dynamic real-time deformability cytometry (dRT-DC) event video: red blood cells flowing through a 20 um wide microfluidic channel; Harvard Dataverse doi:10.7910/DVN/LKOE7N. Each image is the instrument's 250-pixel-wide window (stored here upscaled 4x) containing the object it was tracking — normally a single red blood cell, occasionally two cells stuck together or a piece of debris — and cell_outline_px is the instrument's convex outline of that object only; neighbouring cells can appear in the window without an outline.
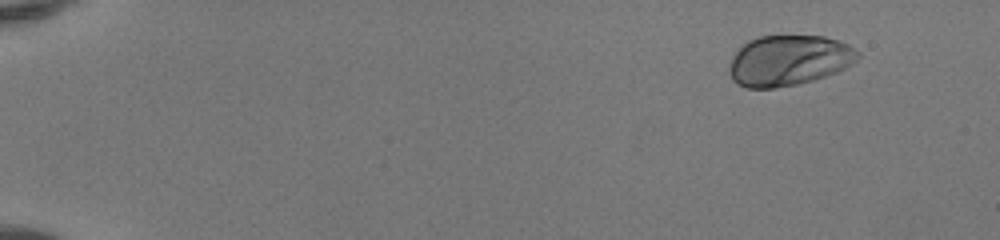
{"species": "human", "species_latin": "Homo sapiens", "temperature_condition": "room temperature", "stored_images_in_passage": 47, "camera_frame_rate_fps": 3000, "um_per_image_px": 0.085, "donor": {"sex": "female"}, "frame": {"image": 1, "passage_image": 1, "time_ms": 0.0, "image_size_px": [1000, 240], "cell_outline_px": [[860, 56], [852, 64], [836, 72], [812, 80], [796, 84], [772, 88], [748, 88], [736, 84], [732, 80], [728, 68], [732, 56], [748, 40], [760, 36], [824, 36], [840, 40], [848, 44], [860, 52]], "centroid_in_image_um": [67.04, 5.13], "position_along_channel_um": 18.0, "area_um2": 37.86}}
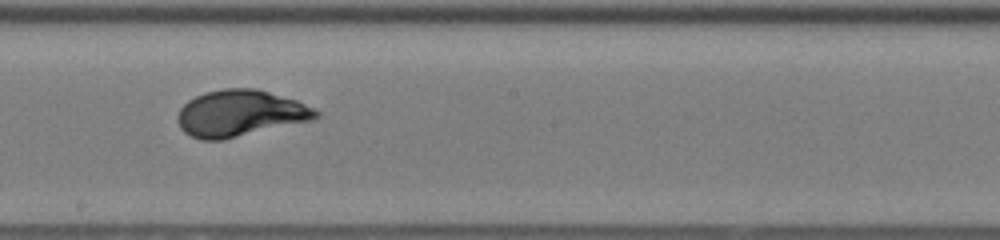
{"frame": {"image": 2, "passage_image": 27, "time_ms": 8.667, "image_size_px": [1000, 240], "cell_outline_px": [[320, 116], [316, 120], [224, 140], [200, 140], [184, 132], [180, 128], [176, 120], [176, 116], [180, 108], [188, 100], [204, 92], [224, 88], [256, 88], [296, 100], [320, 112]], "centroid_in_image_um": [20.41, 9.65], "position_along_channel_um": 227.8, "area_um2": 37.92}}
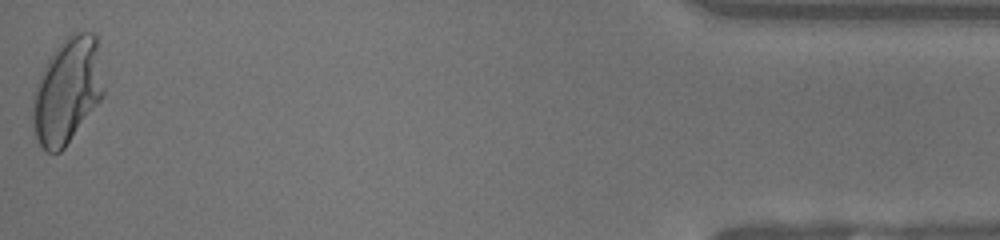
{"frame": {"image": 3, "passage_image": 47, "time_ms": 15.333, "image_size_px": [1000, 240], "cell_outline_px": [[104, 96], [64, 148], [60, 152], [48, 152], [40, 144], [36, 136], [32, 120], [32, 92], [52, 52], [72, 32], [92, 32], [96, 36], [104, 92]], "centroid_in_image_um": [5.71, 7.72], "position_along_channel_um": 429.5, "area_um2": 43.29}, "authors_computed_cell_mechanics": {"area_um2": 36.8764, "velocity_mm_per_s": 4.1522, "shape_relaxation_time_tau1_ms": 2.8635, "shape_relaxation_time_tau2_ms": null, "deformation_change_tau1": 0.1769, "deformation_change_tau2": null}}